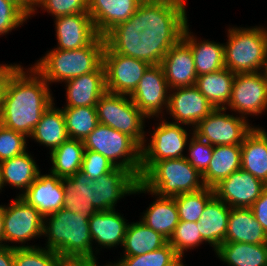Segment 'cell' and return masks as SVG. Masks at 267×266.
Wrapping results in <instances>:
<instances>
[{
	"mask_svg": "<svg viewBox=\"0 0 267 266\" xmlns=\"http://www.w3.org/2000/svg\"><path fill=\"white\" fill-rule=\"evenodd\" d=\"M49 84L31 66L21 65L9 79L0 107V124L29 137L54 103Z\"/></svg>",
	"mask_w": 267,
	"mask_h": 266,
	"instance_id": "obj_1",
	"label": "cell"
},
{
	"mask_svg": "<svg viewBox=\"0 0 267 266\" xmlns=\"http://www.w3.org/2000/svg\"><path fill=\"white\" fill-rule=\"evenodd\" d=\"M139 178L125 168L116 167L96 180L79 170L62 178L65 193L63 208L90 218L98 211L113 210L125 196L134 194Z\"/></svg>",
	"mask_w": 267,
	"mask_h": 266,
	"instance_id": "obj_2",
	"label": "cell"
},
{
	"mask_svg": "<svg viewBox=\"0 0 267 266\" xmlns=\"http://www.w3.org/2000/svg\"><path fill=\"white\" fill-rule=\"evenodd\" d=\"M187 18L186 5L142 1L136 10L141 33L139 60L161 64L169 49L182 38Z\"/></svg>",
	"mask_w": 267,
	"mask_h": 266,
	"instance_id": "obj_3",
	"label": "cell"
},
{
	"mask_svg": "<svg viewBox=\"0 0 267 266\" xmlns=\"http://www.w3.org/2000/svg\"><path fill=\"white\" fill-rule=\"evenodd\" d=\"M89 219L82 218L79 213L65 208L45 216L42 235L47 237V241L44 248L61 256H84L98 259L95 255L100 252L97 247L96 251L93 248Z\"/></svg>",
	"mask_w": 267,
	"mask_h": 266,
	"instance_id": "obj_4",
	"label": "cell"
},
{
	"mask_svg": "<svg viewBox=\"0 0 267 266\" xmlns=\"http://www.w3.org/2000/svg\"><path fill=\"white\" fill-rule=\"evenodd\" d=\"M105 39L98 36L90 45L74 50L50 49L31 65L50 85L64 83L75 77L94 72L103 64Z\"/></svg>",
	"mask_w": 267,
	"mask_h": 266,
	"instance_id": "obj_5",
	"label": "cell"
},
{
	"mask_svg": "<svg viewBox=\"0 0 267 266\" xmlns=\"http://www.w3.org/2000/svg\"><path fill=\"white\" fill-rule=\"evenodd\" d=\"M139 182L161 197H175L205 188L202 174L186 160L141 161Z\"/></svg>",
	"mask_w": 267,
	"mask_h": 266,
	"instance_id": "obj_6",
	"label": "cell"
},
{
	"mask_svg": "<svg viewBox=\"0 0 267 266\" xmlns=\"http://www.w3.org/2000/svg\"><path fill=\"white\" fill-rule=\"evenodd\" d=\"M224 65L235 74L261 72L267 59V27H229Z\"/></svg>",
	"mask_w": 267,
	"mask_h": 266,
	"instance_id": "obj_7",
	"label": "cell"
},
{
	"mask_svg": "<svg viewBox=\"0 0 267 266\" xmlns=\"http://www.w3.org/2000/svg\"><path fill=\"white\" fill-rule=\"evenodd\" d=\"M85 150L100 153L118 168L141 177V146L129 135L98 124L83 141Z\"/></svg>",
	"mask_w": 267,
	"mask_h": 266,
	"instance_id": "obj_8",
	"label": "cell"
},
{
	"mask_svg": "<svg viewBox=\"0 0 267 266\" xmlns=\"http://www.w3.org/2000/svg\"><path fill=\"white\" fill-rule=\"evenodd\" d=\"M99 124L109 126L132 137L141 147L147 134V117L136 107L128 95L106 91L96 104Z\"/></svg>",
	"mask_w": 267,
	"mask_h": 266,
	"instance_id": "obj_9",
	"label": "cell"
},
{
	"mask_svg": "<svg viewBox=\"0 0 267 266\" xmlns=\"http://www.w3.org/2000/svg\"><path fill=\"white\" fill-rule=\"evenodd\" d=\"M43 221L44 217L35 207L29 205L20 196H16L7 206L4 205V246L36 247L25 244L34 238L42 237ZM13 242L22 245H9Z\"/></svg>",
	"mask_w": 267,
	"mask_h": 266,
	"instance_id": "obj_10",
	"label": "cell"
},
{
	"mask_svg": "<svg viewBox=\"0 0 267 266\" xmlns=\"http://www.w3.org/2000/svg\"><path fill=\"white\" fill-rule=\"evenodd\" d=\"M226 108H215L194 128V134L213 146L242 144L254 128L245 118L235 113L226 114Z\"/></svg>",
	"mask_w": 267,
	"mask_h": 266,
	"instance_id": "obj_11",
	"label": "cell"
},
{
	"mask_svg": "<svg viewBox=\"0 0 267 266\" xmlns=\"http://www.w3.org/2000/svg\"><path fill=\"white\" fill-rule=\"evenodd\" d=\"M151 132L150 140H145L141 147V161H161L165 159H179L185 157L184 149L189 142V134L183 124H177L166 121L164 117ZM189 136V137H188ZM149 142V143H148Z\"/></svg>",
	"mask_w": 267,
	"mask_h": 266,
	"instance_id": "obj_12",
	"label": "cell"
},
{
	"mask_svg": "<svg viewBox=\"0 0 267 266\" xmlns=\"http://www.w3.org/2000/svg\"><path fill=\"white\" fill-rule=\"evenodd\" d=\"M226 109L246 120L267 110V82L262 72L235 74Z\"/></svg>",
	"mask_w": 267,
	"mask_h": 266,
	"instance_id": "obj_13",
	"label": "cell"
},
{
	"mask_svg": "<svg viewBox=\"0 0 267 266\" xmlns=\"http://www.w3.org/2000/svg\"><path fill=\"white\" fill-rule=\"evenodd\" d=\"M169 86L161 64L150 65L129 96L136 107L149 119L164 117L169 105Z\"/></svg>",
	"mask_w": 267,
	"mask_h": 266,
	"instance_id": "obj_14",
	"label": "cell"
},
{
	"mask_svg": "<svg viewBox=\"0 0 267 266\" xmlns=\"http://www.w3.org/2000/svg\"><path fill=\"white\" fill-rule=\"evenodd\" d=\"M106 91L130 96L149 63L116 52H103Z\"/></svg>",
	"mask_w": 267,
	"mask_h": 266,
	"instance_id": "obj_15",
	"label": "cell"
},
{
	"mask_svg": "<svg viewBox=\"0 0 267 266\" xmlns=\"http://www.w3.org/2000/svg\"><path fill=\"white\" fill-rule=\"evenodd\" d=\"M267 186L240 168L213 187L215 196L230 208H250Z\"/></svg>",
	"mask_w": 267,
	"mask_h": 266,
	"instance_id": "obj_16",
	"label": "cell"
},
{
	"mask_svg": "<svg viewBox=\"0 0 267 266\" xmlns=\"http://www.w3.org/2000/svg\"><path fill=\"white\" fill-rule=\"evenodd\" d=\"M214 109L195 85L169 91L167 114H170L173 123L192 126L194 129Z\"/></svg>",
	"mask_w": 267,
	"mask_h": 266,
	"instance_id": "obj_17",
	"label": "cell"
},
{
	"mask_svg": "<svg viewBox=\"0 0 267 266\" xmlns=\"http://www.w3.org/2000/svg\"><path fill=\"white\" fill-rule=\"evenodd\" d=\"M57 47L60 50H74L90 45L98 36L88 12L55 18Z\"/></svg>",
	"mask_w": 267,
	"mask_h": 266,
	"instance_id": "obj_18",
	"label": "cell"
},
{
	"mask_svg": "<svg viewBox=\"0 0 267 266\" xmlns=\"http://www.w3.org/2000/svg\"><path fill=\"white\" fill-rule=\"evenodd\" d=\"M20 197L35 207L43 217L51 215L63 208L65 193L62 178L51 172L43 175L40 172Z\"/></svg>",
	"mask_w": 267,
	"mask_h": 266,
	"instance_id": "obj_19",
	"label": "cell"
},
{
	"mask_svg": "<svg viewBox=\"0 0 267 266\" xmlns=\"http://www.w3.org/2000/svg\"><path fill=\"white\" fill-rule=\"evenodd\" d=\"M169 89L193 86L197 74L190 46L181 38L161 62Z\"/></svg>",
	"mask_w": 267,
	"mask_h": 266,
	"instance_id": "obj_20",
	"label": "cell"
},
{
	"mask_svg": "<svg viewBox=\"0 0 267 266\" xmlns=\"http://www.w3.org/2000/svg\"><path fill=\"white\" fill-rule=\"evenodd\" d=\"M142 0H88V13L97 33L104 37L118 24L127 21Z\"/></svg>",
	"mask_w": 267,
	"mask_h": 266,
	"instance_id": "obj_21",
	"label": "cell"
},
{
	"mask_svg": "<svg viewBox=\"0 0 267 266\" xmlns=\"http://www.w3.org/2000/svg\"><path fill=\"white\" fill-rule=\"evenodd\" d=\"M66 86L65 107L96 106L106 92L103 64L94 72L86 73L64 82Z\"/></svg>",
	"mask_w": 267,
	"mask_h": 266,
	"instance_id": "obj_22",
	"label": "cell"
},
{
	"mask_svg": "<svg viewBox=\"0 0 267 266\" xmlns=\"http://www.w3.org/2000/svg\"><path fill=\"white\" fill-rule=\"evenodd\" d=\"M150 193L155 196V201L143 212L141 221L154 231L159 232L169 240L179 223L178 209L174 197H161L148 191L140 182L134 194Z\"/></svg>",
	"mask_w": 267,
	"mask_h": 266,
	"instance_id": "obj_23",
	"label": "cell"
},
{
	"mask_svg": "<svg viewBox=\"0 0 267 266\" xmlns=\"http://www.w3.org/2000/svg\"><path fill=\"white\" fill-rule=\"evenodd\" d=\"M115 210L98 211L89 219L90 235L93 243L100 245L97 247L111 249L123 245L130 222Z\"/></svg>",
	"mask_w": 267,
	"mask_h": 266,
	"instance_id": "obj_24",
	"label": "cell"
},
{
	"mask_svg": "<svg viewBox=\"0 0 267 266\" xmlns=\"http://www.w3.org/2000/svg\"><path fill=\"white\" fill-rule=\"evenodd\" d=\"M241 168L267 184V132L254 128L241 144Z\"/></svg>",
	"mask_w": 267,
	"mask_h": 266,
	"instance_id": "obj_25",
	"label": "cell"
},
{
	"mask_svg": "<svg viewBox=\"0 0 267 266\" xmlns=\"http://www.w3.org/2000/svg\"><path fill=\"white\" fill-rule=\"evenodd\" d=\"M231 208L214 196L199 218L202 239L215 251L225 241Z\"/></svg>",
	"mask_w": 267,
	"mask_h": 266,
	"instance_id": "obj_26",
	"label": "cell"
},
{
	"mask_svg": "<svg viewBox=\"0 0 267 266\" xmlns=\"http://www.w3.org/2000/svg\"><path fill=\"white\" fill-rule=\"evenodd\" d=\"M224 242L267 244V233L250 208H231Z\"/></svg>",
	"mask_w": 267,
	"mask_h": 266,
	"instance_id": "obj_27",
	"label": "cell"
},
{
	"mask_svg": "<svg viewBox=\"0 0 267 266\" xmlns=\"http://www.w3.org/2000/svg\"><path fill=\"white\" fill-rule=\"evenodd\" d=\"M189 25L188 23L183 31L182 39L191 48L197 76L224 68V44L208 39L198 40L190 31Z\"/></svg>",
	"mask_w": 267,
	"mask_h": 266,
	"instance_id": "obj_28",
	"label": "cell"
},
{
	"mask_svg": "<svg viewBox=\"0 0 267 266\" xmlns=\"http://www.w3.org/2000/svg\"><path fill=\"white\" fill-rule=\"evenodd\" d=\"M28 152L0 162L3 188L9 184L11 187L20 189L22 193L19 192L17 196H21L41 172L32 155Z\"/></svg>",
	"mask_w": 267,
	"mask_h": 266,
	"instance_id": "obj_29",
	"label": "cell"
},
{
	"mask_svg": "<svg viewBox=\"0 0 267 266\" xmlns=\"http://www.w3.org/2000/svg\"><path fill=\"white\" fill-rule=\"evenodd\" d=\"M241 168V144L214 146L212 159L202 175L204 185L213 188Z\"/></svg>",
	"mask_w": 267,
	"mask_h": 266,
	"instance_id": "obj_30",
	"label": "cell"
},
{
	"mask_svg": "<svg viewBox=\"0 0 267 266\" xmlns=\"http://www.w3.org/2000/svg\"><path fill=\"white\" fill-rule=\"evenodd\" d=\"M29 138L34 139L40 145L48 147L50 149L49 152L67 141L69 136L62 109L55 107V103H53L43 113L41 120L37 123Z\"/></svg>",
	"mask_w": 267,
	"mask_h": 266,
	"instance_id": "obj_31",
	"label": "cell"
},
{
	"mask_svg": "<svg viewBox=\"0 0 267 266\" xmlns=\"http://www.w3.org/2000/svg\"><path fill=\"white\" fill-rule=\"evenodd\" d=\"M140 34L135 12L127 21L118 24L104 36V52H116L139 59Z\"/></svg>",
	"mask_w": 267,
	"mask_h": 266,
	"instance_id": "obj_32",
	"label": "cell"
},
{
	"mask_svg": "<svg viewBox=\"0 0 267 266\" xmlns=\"http://www.w3.org/2000/svg\"><path fill=\"white\" fill-rule=\"evenodd\" d=\"M214 252L227 266H267V244L224 242Z\"/></svg>",
	"mask_w": 267,
	"mask_h": 266,
	"instance_id": "obj_33",
	"label": "cell"
},
{
	"mask_svg": "<svg viewBox=\"0 0 267 266\" xmlns=\"http://www.w3.org/2000/svg\"><path fill=\"white\" fill-rule=\"evenodd\" d=\"M235 73L226 67L197 77L195 86L214 108H226L232 92Z\"/></svg>",
	"mask_w": 267,
	"mask_h": 266,
	"instance_id": "obj_34",
	"label": "cell"
},
{
	"mask_svg": "<svg viewBox=\"0 0 267 266\" xmlns=\"http://www.w3.org/2000/svg\"><path fill=\"white\" fill-rule=\"evenodd\" d=\"M167 243V238L148 227L141 220L131 222L124 237L122 245L124 255L122 257L143 255L157 250Z\"/></svg>",
	"mask_w": 267,
	"mask_h": 266,
	"instance_id": "obj_35",
	"label": "cell"
},
{
	"mask_svg": "<svg viewBox=\"0 0 267 266\" xmlns=\"http://www.w3.org/2000/svg\"><path fill=\"white\" fill-rule=\"evenodd\" d=\"M84 143L82 140L68 139L63 142L58 148L50 152L52 174L59 178H67L81 169Z\"/></svg>",
	"mask_w": 267,
	"mask_h": 266,
	"instance_id": "obj_36",
	"label": "cell"
},
{
	"mask_svg": "<svg viewBox=\"0 0 267 266\" xmlns=\"http://www.w3.org/2000/svg\"><path fill=\"white\" fill-rule=\"evenodd\" d=\"M69 139L84 141L99 124L96 106L62 107Z\"/></svg>",
	"mask_w": 267,
	"mask_h": 266,
	"instance_id": "obj_37",
	"label": "cell"
},
{
	"mask_svg": "<svg viewBox=\"0 0 267 266\" xmlns=\"http://www.w3.org/2000/svg\"><path fill=\"white\" fill-rule=\"evenodd\" d=\"M215 196L214 189L205 187L201 190L175 196L180 221L198 222L206 204Z\"/></svg>",
	"mask_w": 267,
	"mask_h": 266,
	"instance_id": "obj_38",
	"label": "cell"
},
{
	"mask_svg": "<svg viewBox=\"0 0 267 266\" xmlns=\"http://www.w3.org/2000/svg\"><path fill=\"white\" fill-rule=\"evenodd\" d=\"M206 243L200 234L199 222L179 221L168 243L183 259L184 253Z\"/></svg>",
	"mask_w": 267,
	"mask_h": 266,
	"instance_id": "obj_39",
	"label": "cell"
},
{
	"mask_svg": "<svg viewBox=\"0 0 267 266\" xmlns=\"http://www.w3.org/2000/svg\"><path fill=\"white\" fill-rule=\"evenodd\" d=\"M182 258L167 243L161 248L139 256L121 257V266H175Z\"/></svg>",
	"mask_w": 267,
	"mask_h": 266,
	"instance_id": "obj_40",
	"label": "cell"
},
{
	"mask_svg": "<svg viewBox=\"0 0 267 266\" xmlns=\"http://www.w3.org/2000/svg\"><path fill=\"white\" fill-rule=\"evenodd\" d=\"M59 254L43 248L17 247L14 248V266H58Z\"/></svg>",
	"mask_w": 267,
	"mask_h": 266,
	"instance_id": "obj_41",
	"label": "cell"
},
{
	"mask_svg": "<svg viewBox=\"0 0 267 266\" xmlns=\"http://www.w3.org/2000/svg\"><path fill=\"white\" fill-rule=\"evenodd\" d=\"M187 147L189 156H185L186 160L203 175L212 159L214 146L193 133Z\"/></svg>",
	"mask_w": 267,
	"mask_h": 266,
	"instance_id": "obj_42",
	"label": "cell"
},
{
	"mask_svg": "<svg viewBox=\"0 0 267 266\" xmlns=\"http://www.w3.org/2000/svg\"><path fill=\"white\" fill-rule=\"evenodd\" d=\"M27 136L0 124V162L20 155L27 150Z\"/></svg>",
	"mask_w": 267,
	"mask_h": 266,
	"instance_id": "obj_43",
	"label": "cell"
},
{
	"mask_svg": "<svg viewBox=\"0 0 267 266\" xmlns=\"http://www.w3.org/2000/svg\"><path fill=\"white\" fill-rule=\"evenodd\" d=\"M29 16L11 0H0V36L27 22Z\"/></svg>",
	"mask_w": 267,
	"mask_h": 266,
	"instance_id": "obj_44",
	"label": "cell"
},
{
	"mask_svg": "<svg viewBox=\"0 0 267 266\" xmlns=\"http://www.w3.org/2000/svg\"><path fill=\"white\" fill-rule=\"evenodd\" d=\"M37 7L57 18L88 12V0H40Z\"/></svg>",
	"mask_w": 267,
	"mask_h": 266,
	"instance_id": "obj_45",
	"label": "cell"
},
{
	"mask_svg": "<svg viewBox=\"0 0 267 266\" xmlns=\"http://www.w3.org/2000/svg\"><path fill=\"white\" fill-rule=\"evenodd\" d=\"M116 168L107 158L98 152L84 150L81 171L90 179L96 180L104 174H108Z\"/></svg>",
	"mask_w": 267,
	"mask_h": 266,
	"instance_id": "obj_46",
	"label": "cell"
},
{
	"mask_svg": "<svg viewBox=\"0 0 267 266\" xmlns=\"http://www.w3.org/2000/svg\"><path fill=\"white\" fill-rule=\"evenodd\" d=\"M250 209L267 233V186L263 189L260 197L252 204Z\"/></svg>",
	"mask_w": 267,
	"mask_h": 266,
	"instance_id": "obj_47",
	"label": "cell"
},
{
	"mask_svg": "<svg viewBox=\"0 0 267 266\" xmlns=\"http://www.w3.org/2000/svg\"><path fill=\"white\" fill-rule=\"evenodd\" d=\"M20 64H0V107L5 95L6 86L13 73L20 67Z\"/></svg>",
	"mask_w": 267,
	"mask_h": 266,
	"instance_id": "obj_48",
	"label": "cell"
},
{
	"mask_svg": "<svg viewBox=\"0 0 267 266\" xmlns=\"http://www.w3.org/2000/svg\"><path fill=\"white\" fill-rule=\"evenodd\" d=\"M95 258L84 256H59L58 266H93Z\"/></svg>",
	"mask_w": 267,
	"mask_h": 266,
	"instance_id": "obj_49",
	"label": "cell"
},
{
	"mask_svg": "<svg viewBox=\"0 0 267 266\" xmlns=\"http://www.w3.org/2000/svg\"><path fill=\"white\" fill-rule=\"evenodd\" d=\"M31 18L37 12L40 0H11ZM32 15V16H31Z\"/></svg>",
	"mask_w": 267,
	"mask_h": 266,
	"instance_id": "obj_50",
	"label": "cell"
},
{
	"mask_svg": "<svg viewBox=\"0 0 267 266\" xmlns=\"http://www.w3.org/2000/svg\"><path fill=\"white\" fill-rule=\"evenodd\" d=\"M0 266H14V247H0Z\"/></svg>",
	"mask_w": 267,
	"mask_h": 266,
	"instance_id": "obj_51",
	"label": "cell"
},
{
	"mask_svg": "<svg viewBox=\"0 0 267 266\" xmlns=\"http://www.w3.org/2000/svg\"><path fill=\"white\" fill-rule=\"evenodd\" d=\"M4 246V205H0V247Z\"/></svg>",
	"mask_w": 267,
	"mask_h": 266,
	"instance_id": "obj_52",
	"label": "cell"
},
{
	"mask_svg": "<svg viewBox=\"0 0 267 266\" xmlns=\"http://www.w3.org/2000/svg\"><path fill=\"white\" fill-rule=\"evenodd\" d=\"M142 1H154V2H168L172 4L185 5L186 0H142Z\"/></svg>",
	"mask_w": 267,
	"mask_h": 266,
	"instance_id": "obj_53",
	"label": "cell"
},
{
	"mask_svg": "<svg viewBox=\"0 0 267 266\" xmlns=\"http://www.w3.org/2000/svg\"><path fill=\"white\" fill-rule=\"evenodd\" d=\"M116 262H113V263L110 262L109 264L103 265V266H121V264L118 262V260ZM93 266H101V265H98L97 259H96Z\"/></svg>",
	"mask_w": 267,
	"mask_h": 266,
	"instance_id": "obj_54",
	"label": "cell"
},
{
	"mask_svg": "<svg viewBox=\"0 0 267 266\" xmlns=\"http://www.w3.org/2000/svg\"><path fill=\"white\" fill-rule=\"evenodd\" d=\"M262 74L264 75V78H265V80H266V82H267V59H266V61H265V64H264V66H263V69H262Z\"/></svg>",
	"mask_w": 267,
	"mask_h": 266,
	"instance_id": "obj_55",
	"label": "cell"
},
{
	"mask_svg": "<svg viewBox=\"0 0 267 266\" xmlns=\"http://www.w3.org/2000/svg\"><path fill=\"white\" fill-rule=\"evenodd\" d=\"M3 188V183H2V171H1V164H0V190Z\"/></svg>",
	"mask_w": 267,
	"mask_h": 266,
	"instance_id": "obj_56",
	"label": "cell"
},
{
	"mask_svg": "<svg viewBox=\"0 0 267 266\" xmlns=\"http://www.w3.org/2000/svg\"><path fill=\"white\" fill-rule=\"evenodd\" d=\"M183 260L184 259H181L175 266H185Z\"/></svg>",
	"mask_w": 267,
	"mask_h": 266,
	"instance_id": "obj_57",
	"label": "cell"
}]
</instances>
